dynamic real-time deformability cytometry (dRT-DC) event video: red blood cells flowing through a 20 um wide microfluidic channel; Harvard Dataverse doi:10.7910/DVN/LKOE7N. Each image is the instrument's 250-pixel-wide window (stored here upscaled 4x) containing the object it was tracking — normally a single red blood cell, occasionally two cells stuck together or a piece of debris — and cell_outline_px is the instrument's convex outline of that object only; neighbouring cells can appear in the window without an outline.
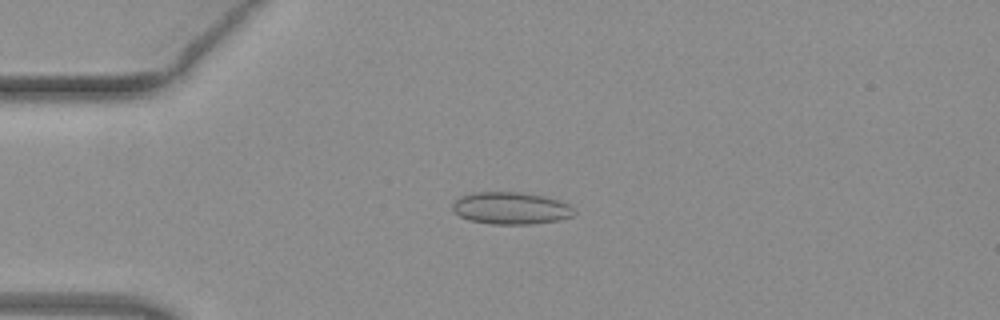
{"species": "common noctule bat (a hibernating species)", "species_latin": "Nyctalus noctula", "temperature_condition": "warm", "stored_images_in_passage": 48, "camera_frame_rate_fps": 3000, "um_per_image_px": 0.085, "animal": {"sex": "female", "body_mass_g": 19.3, "forearm_length_mm": 54.1}, "frame": {"image": 1, "passage_image": 10, "time_ms": 3.0, "image_size_px": [1000, 320], "cell_outline_px": [[576, 212], [572, 216], [560, 220], [532, 224], [492, 224], [468, 220], [460, 216], [452, 208], [452, 204], [460, 196], [472, 192], [520, 192], [544, 196], [568, 204]], "centroid_in_image_um": [43.41, 17.7], "position_along_channel_um": 41.6, "area_um2": 22.77}}
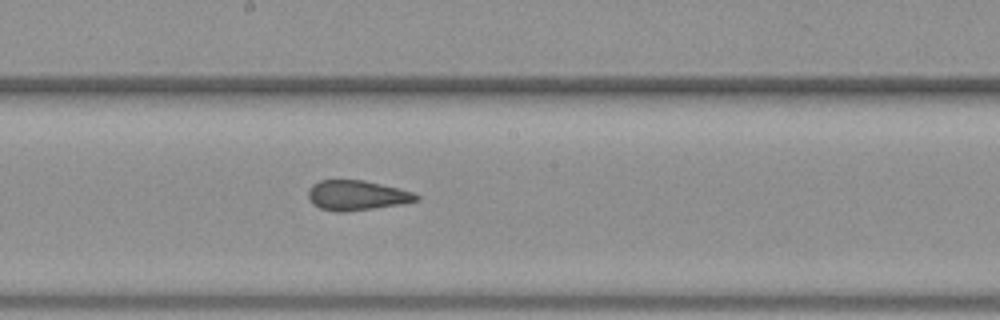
{"frame": {"image": 2, "passage_image": 25, "time_ms": 8.0, "image_size_px": [1000, 320], "cell_outline_px": [[420, 200], [404, 204], [344, 212], [336, 212], [320, 208], [312, 204], [308, 196], [308, 192], [312, 184], [320, 180], [364, 180], [416, 192], [420, 196]], "centroid_in_image_um": [30.37, 16.61], "position_along_channel_um": 217.8, "area_um2": 19.07}}
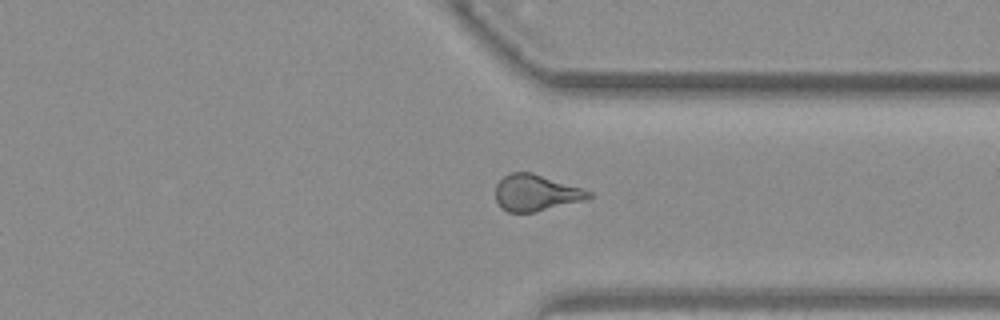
{"frame": {"image": 3, "passage_image": 36, "time_ms": 11.667, "image_size_px": [1000, 320], "cell_outline_px": [[592, 196], [588, 200], [532, 212], [508, 212], [500, 208], [496, 200], [496, 184], [504, 176], [512, 172], [532, 172], [592, 192]], "centroid_in_image_um": [45.54, 16.4], "position_along_channel_um": 365.9, "area_um2": 19.65}, "authors_computed_cell_mechanics": {"area_um2": 20.1722, "velocity_mm_per_s": 4.0506, "shape_relaxation_time_tau1_ms": null, "shape_relaxation_time_tau2_ms": 1.7984, "deformation_change_tau1": null, "deformation_change_tau2": 0.0883}}